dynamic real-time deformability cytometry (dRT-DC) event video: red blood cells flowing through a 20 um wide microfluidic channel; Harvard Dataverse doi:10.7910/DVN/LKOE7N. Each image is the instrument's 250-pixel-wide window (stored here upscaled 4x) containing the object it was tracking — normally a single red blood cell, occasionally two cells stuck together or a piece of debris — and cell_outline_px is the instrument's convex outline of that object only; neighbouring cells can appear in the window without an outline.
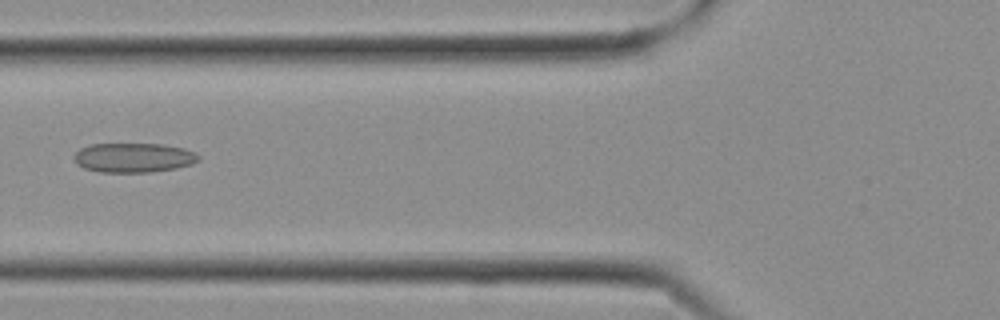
{"species": "Egyptian fruit bat (a non-hibernating species)", "species_latin": "Rousettus aegyptiacus", "temperature_condition": "cold", "stored_images_in_passage": 11, "camera_frame_rate_fps": 3000, "um_per_image_px": 0.085, "frame": {"image": 1, "passage_image": 10, "time_ms": 3.0, "image_size_px": [1000, 320], "cell_outline_px": [[200, 160], [192, 164], [176, 168], [152, 172], [100, 172], [84, 168], [76, 164], [72, 156], [80, 148], [92, 144], [164, 144], [184, 148], [196, 152], [200, 156]], "centroid_in_image_um": [11.37, 13.4], "position_along_channel_um": 114.4, "area_um2": 21.62}}